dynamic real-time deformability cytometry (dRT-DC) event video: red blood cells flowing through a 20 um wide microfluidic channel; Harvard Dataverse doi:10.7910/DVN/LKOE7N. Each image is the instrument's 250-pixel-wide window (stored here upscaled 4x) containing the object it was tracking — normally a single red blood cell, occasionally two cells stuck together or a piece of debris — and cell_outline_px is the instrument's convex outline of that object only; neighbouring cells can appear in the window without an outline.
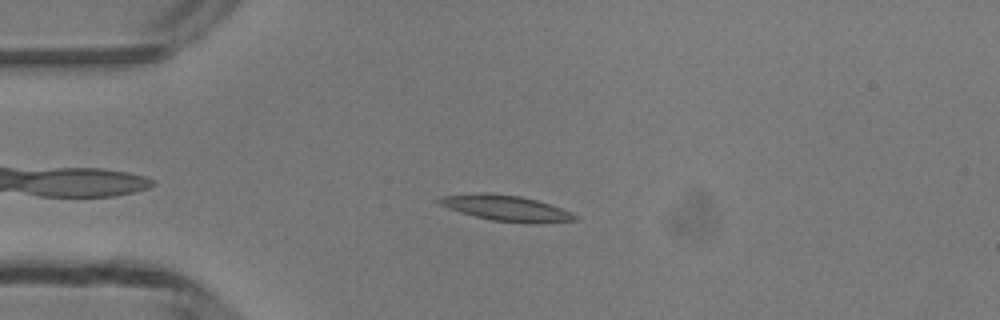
{"species": "common noctule bat (a hibernating species)", "species_latin": "Nyctalus noctula", "temperature_condition": "room temperature", "stored_images_in_passage": 43, "camera_frame_rate_fps": 3000, "um_per_image_px": 0.085, "animal": {"sex": "male", "body_mass_g": 13.3}, "frame": {"image": 1, "passage_image": 6, "time_ms": 1.667, "image_size_px": [1000, 320], "cell_outline_px": [[576, 220], [532, 224], [528, 224], [492, 220], [460, 212], [448, 208], [432, 200], [440, 196], [480, 192], [488, 192], [520, 196], [536, 200], [572, 212], [576, 216]], "centroid_in_image_um": [42.96, 17.68], "position_along_channel_um": 42.0, "area_um2": 20.4}}
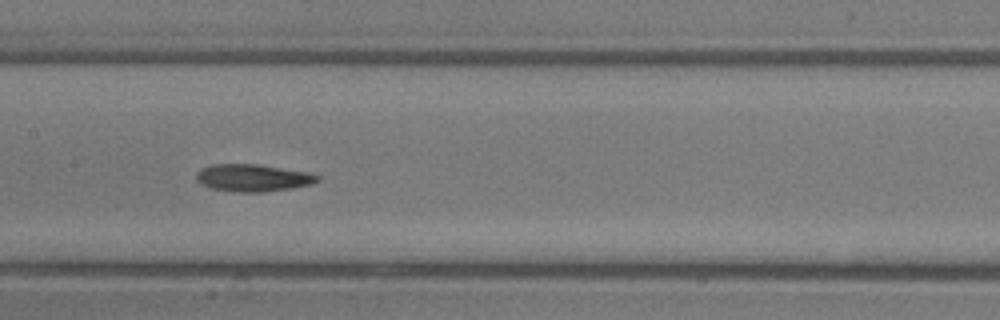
{"frame": {"image": 2, "passage_image": 18, "time_ms": 5.667, "image_size_px": [1000, 320], "cell_outline_px": [[320, 180], [312, 184], [292, 188], [264, 192], [240, 192], [212, 188], [200, 184], [196, 180], [196, 172], [200, 168], [212, 164], [260, 164], [304, 172], [320, 176]], "centroid_in_image_um": [21.46, 15.11], "position_along_channel_um": 185.9, "area_um2": 19.25}}
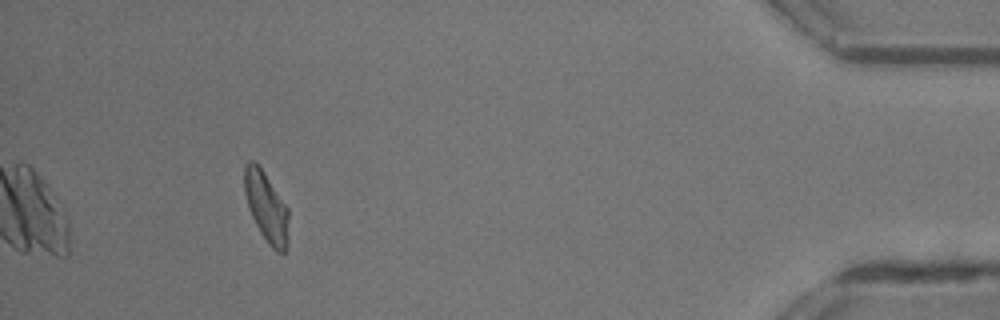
{"frame": {"image": 3, "passage_image": 39, "time_ms": 12.667, "image_size_px": [1000, 320], "cell_outline_px": [[288, 248], [284, 252], [276, 252], [268, 244], [260, 232], [252, 216], [244, 192], [244, 164], [248, 160], [252, 160], [260, 168], [288, 208]], "centroid_in_image_um": [22.64, 17.63], "position_along_channel_um": 412.6, "area_um2": 17.8}, "authors_computed_cell_mechanics": {"area_um2": 19.0162, "velocity_mm_per_s": 4.1818, "shape_relaxation_time_tau1_ms": 4.5532, "shape_relaxation_time_tau2_ms": null, "deformation_change_tau1": 0.1513, "deformation_change_tau2": null}}